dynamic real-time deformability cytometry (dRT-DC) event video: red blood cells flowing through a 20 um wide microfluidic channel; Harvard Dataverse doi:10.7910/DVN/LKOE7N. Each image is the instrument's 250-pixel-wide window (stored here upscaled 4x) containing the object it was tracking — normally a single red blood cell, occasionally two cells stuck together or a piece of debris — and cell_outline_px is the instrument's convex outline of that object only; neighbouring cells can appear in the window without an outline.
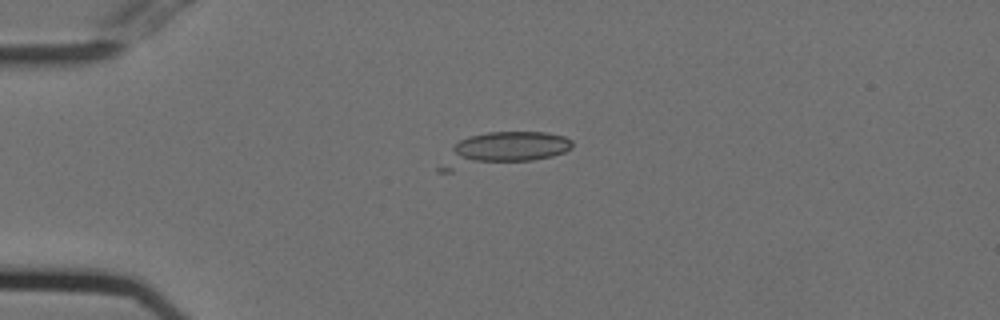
{"species": "Egyptian fruit bat (a non-hibernating species)", "species_latin": "Rousettus aegyptiacus", "temperature_condition": "cold", "stored_images_in_passage": 4, "camera_frame_rate_fps": 3000, "um_per_image_px": 0.085, "animal": {"sex": "female"}, "frame": {"image": 1, "passage_image": 1, "time_ms": 0.0, "image_size_px": [1000, 320], "cell_outline_px": [[572, 148], [564, 152], [552, 156], [532, 160], [452, 172], [436, 172], [436, 168], [452, 148], [460, 140], [472, 136], [488, 132], [548, 132], [564, 136], [572, 140]], "centroid_in_image_um": [42.71, 12.73], "position_along_channel_um": 42.3, "area_um2": 25.95}}